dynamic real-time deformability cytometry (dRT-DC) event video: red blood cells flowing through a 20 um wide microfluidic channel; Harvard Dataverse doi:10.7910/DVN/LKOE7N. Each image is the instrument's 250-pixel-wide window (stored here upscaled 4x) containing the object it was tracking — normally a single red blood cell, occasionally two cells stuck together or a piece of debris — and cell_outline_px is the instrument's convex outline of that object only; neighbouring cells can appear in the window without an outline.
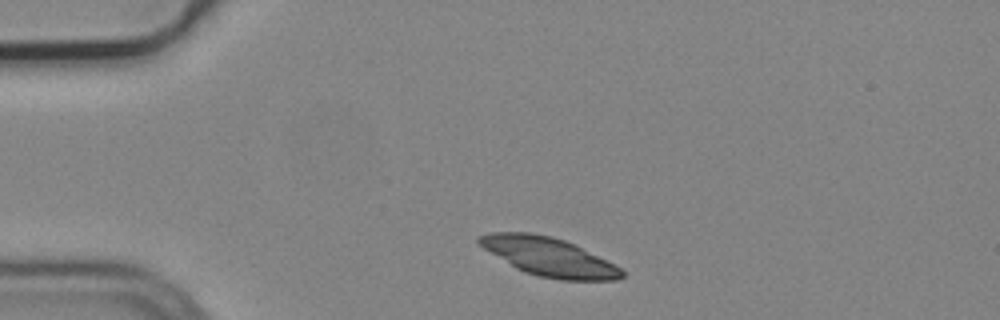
{"species": "common noctule bat (a hibernating species)", "species_latin": "Nyctalus noctula", "temperature_condition": "cold", "stored_images_in_passage": 6, "camera_frame_rate_fps": 3000, "um_per_image_px": 0.085, "animal": {"sex": "male", "body_mass_g": 19.2, "forearm_length_mm": 51.8}, "frame": {"image": 1, "passage_image": 1, "time_ms": 0.0, "image_size_px": [1000, 320], "cell_outline_px": [[624, 276], [616, 280], [560, 280], [540, 276], [524, 272], [516, 268], [484, 248], [476, 240], [476, 236], [488, 232], [532, 232], [552, 236], [564, 240], [620, 268], [624, 272]], "centroid_in_image_um": [46.59, 21.81], "position_along_channel_um": 38.4, "area_um2": 31.5}}